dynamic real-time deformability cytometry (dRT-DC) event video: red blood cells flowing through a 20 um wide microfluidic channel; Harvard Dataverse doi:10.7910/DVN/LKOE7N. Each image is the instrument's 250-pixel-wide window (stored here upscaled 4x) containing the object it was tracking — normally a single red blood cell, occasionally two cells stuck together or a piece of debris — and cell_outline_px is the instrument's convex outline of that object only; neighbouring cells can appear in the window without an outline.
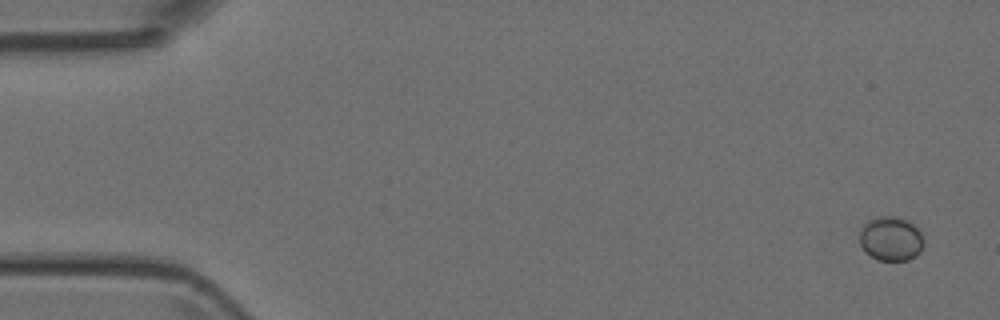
{"species": "Egyptian fruit bat (a non-hibernating species)", "species_latin": "Rousettus aegyptiacus", "temperature_condition": "room temperature", "stored_images_in_passage": 7, "camera_frame_rate_fps": 3000, "um_per_image_px": 0.085, "animal": {"sex": "female"}, "frame": {"image": 1, "passage_image": 1, "time_ms": 0.0, "image_size_px": [1000, 320], "cell_outline_px": [[924, 244], [920, 252], [916, 256], [908, 260], [880, 260], [864, 252], [860, 244], [860, 228], [864, 224], [880, 216], [900, 216], [908, 220], [920, 232], [924, 240]], "centroid_in_image_um": [75.74, 20.29], "position_along_channel_um": 9.3, "area_um2": 16.59}}
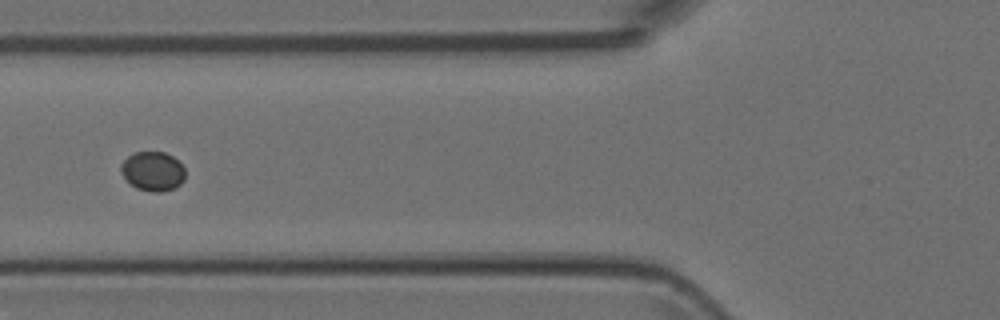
{"frame": {"image": 2, "passage_image": 6, "time_ms": 1.667, "image_size_px": [1000, 320], "cell_outline_px": [[184, 180], [180, 184], [172, 188], [160, 192], [152, 192], [136, 188], [120, 172], [120, 164], [128, 156], [136, 152], [164, 152], [172, 156], [184, 168]], "centroid_in_image_um": [12.97, 14.55], "position_along_channel_um": 112.8, "area_um2": 14.51}}
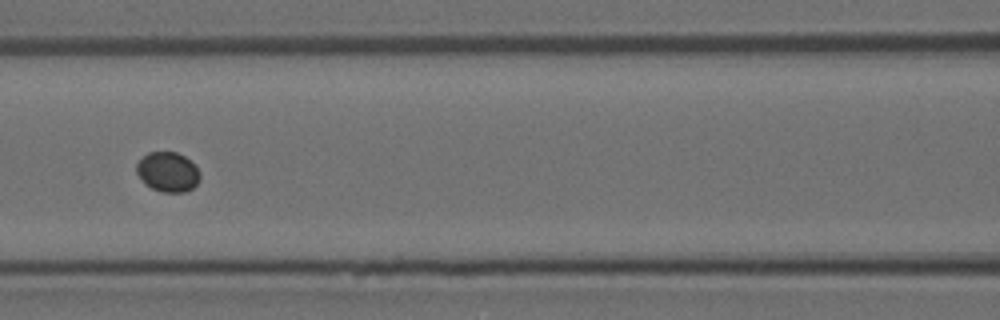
{"frame": {"image": 3, "passage_image": 7, "time_ms": 2.0, "image_size_px": [1000, 320], "cell_outline_px": [[200, 180], [192, 188], [184, 192], [160, 192], [144, 184], [136, 172], [136, 164], [148, 152], [176, 152], [184, 156], [200, 172]], "centroid_in_image_um": [14.24, 14.63], "position_along_channel_um": 152.4, "area_um2": 14.62}}